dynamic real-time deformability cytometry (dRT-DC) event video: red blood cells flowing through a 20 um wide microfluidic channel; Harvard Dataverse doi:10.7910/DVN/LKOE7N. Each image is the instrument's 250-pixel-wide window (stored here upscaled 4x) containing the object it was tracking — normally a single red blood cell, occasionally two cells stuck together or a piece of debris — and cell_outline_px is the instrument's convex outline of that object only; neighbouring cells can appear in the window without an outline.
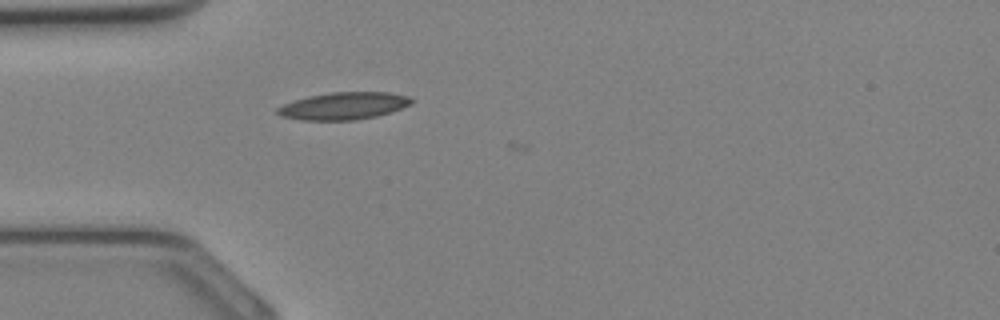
{"species": "Egyptian fruit bat (a non-hibernating species)", "species_latin": "Rousettus aegyptiacus", "temperature_condition": "cold", "stored_images_in_passage": 8, "camera_frame_rate_fps": 3000, "um_per_image_px": 0.085, "animal": {"sex": "female"}, "frame": {"image": 1, "passage_image": 4, "time_ms": 1.0, "image_size_px": [1000, 320], "cell_outline_px": [[412, 104], [392, 112], [376, 116], [356, 120], [300, 120], [280, 116], [276, 112], [276, 108], [284, 104], [308, 96], [328, 92], [388, 92], [408, 96], [412, 100]], "centroid_in_image_um": [29.21, 9.0], "position_along_channel_um": 55.8, "area_um2": 21.39}}
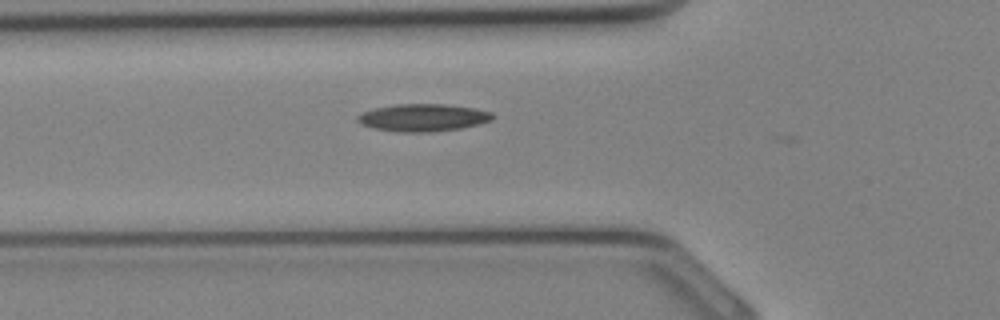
{"frame": {"image": 2, "passage_image": 6, "time_ms": 1.667, "image_size_px": [1000, 320], "cell_outline_px": [[492, 120], [460, 128], [428, 132], [396, 132], [372, 128], [360, 124], [356, 120], [356, 116], [360, 112], [372, 108], [396, 104], [448, 104], [472, 108], [492, 112]], "centroid_in_image_um": [35.85, 9.99], "position_along_channel_um": 89.9, "area_um2": 21.68}}